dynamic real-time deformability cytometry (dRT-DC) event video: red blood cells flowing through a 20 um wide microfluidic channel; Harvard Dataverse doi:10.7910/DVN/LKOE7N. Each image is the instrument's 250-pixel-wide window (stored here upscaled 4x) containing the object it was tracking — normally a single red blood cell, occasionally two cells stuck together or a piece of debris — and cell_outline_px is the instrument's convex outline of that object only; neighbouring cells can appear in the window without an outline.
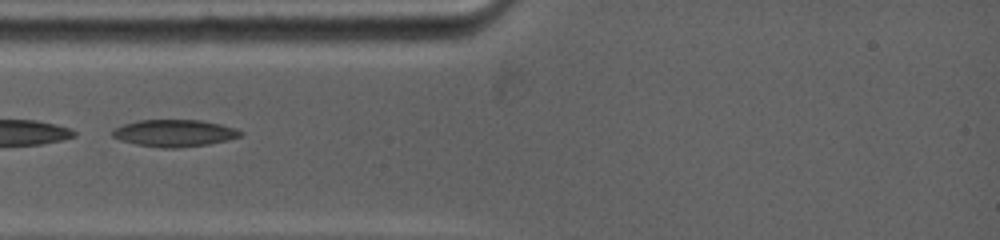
{"species": "common noctule bat (a hibernating species)", "species_latin": "Nyctalus noctula", "temperature_condition": "warm", "stored_images_in_passage": 5, "camera_frame_rate_fps": 5000, "um_per_image_px": 0.085, "animal": {"sex": "female", "body_mass_g": 19.0, "forearm_length_mm": 53.3}, "frame": {"image": 1, "passage_image": 1, "time_ms": 0.0, "image_size_px": [1000, 240], "cell_outline_px": [[244, 132], [240, 136], [228, 140], [208, 144], [176, 148], [160, 148], [136, 144], [120, 140], [112, 136], [112, 128], [124, 124], [140, 120], [200, 120], [220, 124], [236, 128]], "centroid_in_image_um": [14.81, 11.31], "position_along_channel_um": 70.2, "area_um2": 20.17}}
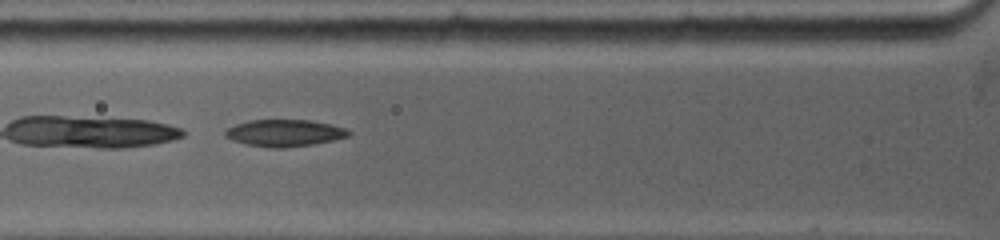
{"frame": {"image": 2, "passage_image": 3, "time_ms": 0.8, "image_size_px": [1000, 240], "cell_outline_px": [[352, 132], [348, 136], [332, 140], [312, 144], [284, 148], [272, 148], [244, 144], [232, 140], [224, 136], [224, 132], [228, 128], [236, 124], [248, 120], [312, 120], [348, 128]], "centroid_in_image_um": [24.18, 11.3], "position_along_channel_um": 101.6, "area_um2": 19.42}}